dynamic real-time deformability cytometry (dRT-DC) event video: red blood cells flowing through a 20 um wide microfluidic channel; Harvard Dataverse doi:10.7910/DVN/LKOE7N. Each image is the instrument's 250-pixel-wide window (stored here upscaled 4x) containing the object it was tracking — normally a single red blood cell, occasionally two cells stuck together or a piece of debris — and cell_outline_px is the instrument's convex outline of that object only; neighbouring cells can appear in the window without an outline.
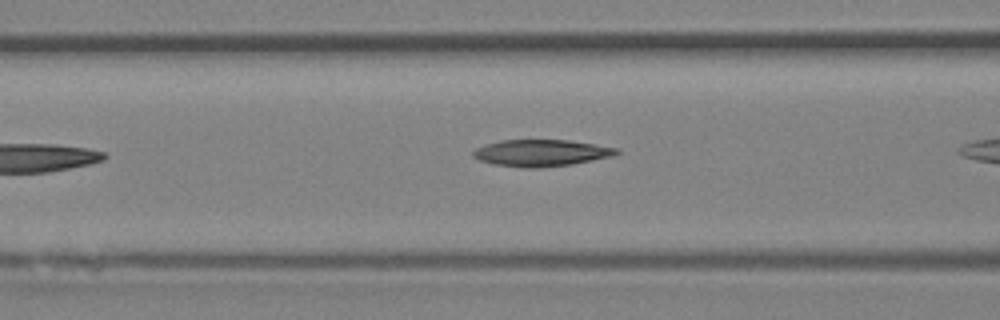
{"species": "Egyptian fruit bat (a non-hibernating species)", "species_latin": "Rousettus aegyptiacus", "temperature_condition": "room temperature", "stored_images_in_passage": 6, "camera_frame_rate_fps": 3000, "um_per_image_px": 0.085, "animal": {"sex": "female"}, "frame": {"image": 1, "passage_image": 5, "time_ms": 1.333, "image_size_px": [1000, 320], "cell_outline_px": [[620, 152], [612, 156], [572, 164], [540, 168], [524, 168], [496, 164], [480, 160], [472, 156], [472, 152], [476, 148], [484, 144], [500, 140], [568, 140], [596, 144], [620, 148]], "centroid_in_image_um": [46.01, 12.99], "position_along_channel_um": 120.6, "area_um2": 22.37}}